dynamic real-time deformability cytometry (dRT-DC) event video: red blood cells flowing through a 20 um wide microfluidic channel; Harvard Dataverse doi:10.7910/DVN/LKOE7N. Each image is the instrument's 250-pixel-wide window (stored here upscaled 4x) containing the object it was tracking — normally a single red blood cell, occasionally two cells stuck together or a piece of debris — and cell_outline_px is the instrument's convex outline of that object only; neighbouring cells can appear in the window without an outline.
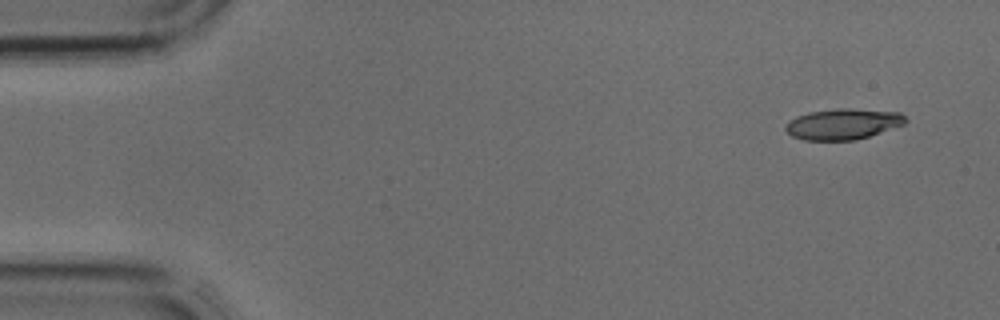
{"species": "common noctule bat (a hibernating species)", "species_latin": "Nyctalus noctula", "temperature_condition": "cold", "stored_images_in_passage": 4, "segment_of_instrument_passage": [1, 2], "camera_frame_rate_fps": 3000, "um_per_image_px": 0.085, "animal": {"sex": "male", "body_mass_g": 17.9, "forearm_length_mm": 54.2}, "frame": {"image": 1, "passage_image": 1, "time_ms": 0.0, "image_size_px": [1000, 320], "cell_outline_px": [[908, 120], [904, 124], [856, 140], [804, 140], [792, 136], [784, 128], [784, 124], [788, 120], [796, 116], [808, 112], [836, 108], [848, 108], [900, 112]], "centroid_in_image_um": [71.61, 10.53], "position_along_channel_um": 13.4, "area_um2": 21.62}}
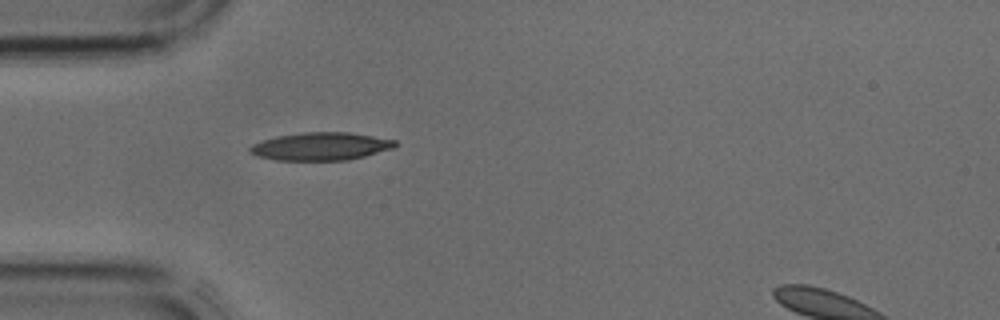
{"frame": {"image": 2, "passage_image": 3, "time_ms": 0.667, "image_size_px": [1000, 320], "cell_outline_px": [[396, 148], [348, 160], [276, 160], [256, 156], [248, 152], [248, 148], [252, 144], [276, 136], [304, 132], [348, 132], [396, 140]], "centroid_in_image_um": [27.25, 12.44], "position_along_channel_um": 57.7, "area_um2": 23.64}}